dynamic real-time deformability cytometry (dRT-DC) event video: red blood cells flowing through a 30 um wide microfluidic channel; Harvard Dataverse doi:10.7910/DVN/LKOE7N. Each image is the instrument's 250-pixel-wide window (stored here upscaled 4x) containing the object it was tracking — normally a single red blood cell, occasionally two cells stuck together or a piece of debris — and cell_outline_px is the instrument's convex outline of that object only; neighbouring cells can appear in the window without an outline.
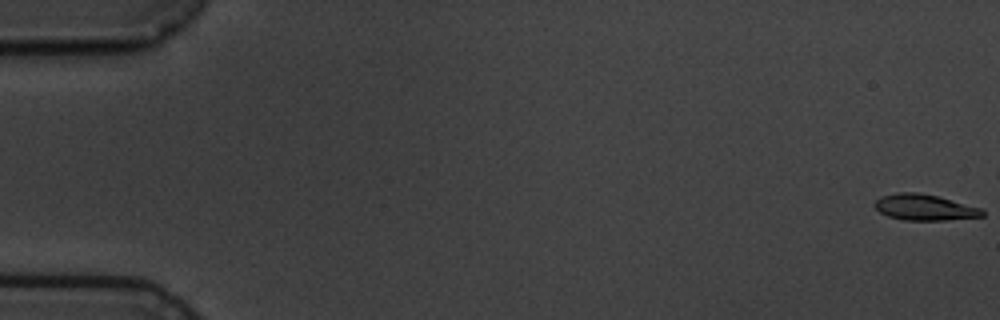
{"species": "common noctule bat (a hibernating species)", "species_latin": "Nyctalus noctula", "temperature_condition": "cold", "stored_images_in_passage": 9, "segment_of_instrument_passage": [1, 2], "camera_frame_rate_fps": 3000, "um_per_image_px": 0.085, "animal": {"sex": "male", "body_mass_g": 19.5, "forearm_length_mm": 54.6}, "frame": {"image": 1, "passage_image": 1, "time_ms": 0.0, "image_size_px": [1000, 320], "cell_outline_px": [[984, 216], [944, 220], [904, 220], [888, 216], [880, 212], [872, 204], [880, 196], [896, 192], [920, 192], [984, 208]], "centroid_in_image_um": [78.58, 17.61], "position_along_channel_um": 6.4, "area_um2": 16.42}}
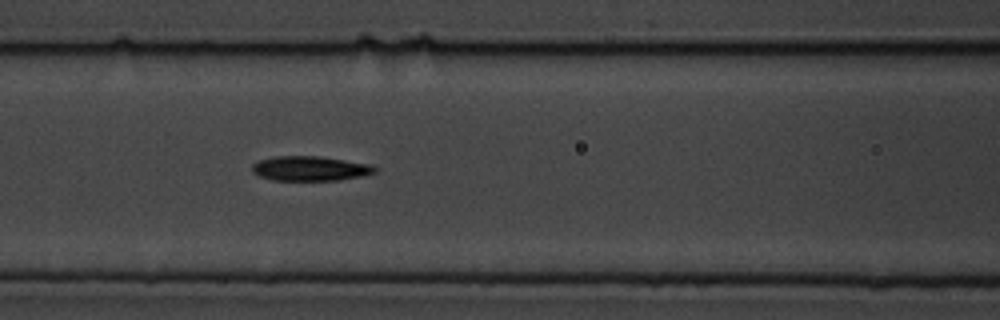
{"frame": {"image": 2, "passage_image": 8, "time_ms": 8.0, "image_size_px": [1000, 320], "cell_outline_px": [[380, 168], [376, 172], [364, 176], [340, 180], [272, 180], [260, 176], [252, 172], [252, 164], [260, 160], [276, 156], [320, 156], [372, 164]], "centroid_in_image_um": [26.43, 14.32], "position_along_channel_um": 140.2, "area_um2": 17.86}}